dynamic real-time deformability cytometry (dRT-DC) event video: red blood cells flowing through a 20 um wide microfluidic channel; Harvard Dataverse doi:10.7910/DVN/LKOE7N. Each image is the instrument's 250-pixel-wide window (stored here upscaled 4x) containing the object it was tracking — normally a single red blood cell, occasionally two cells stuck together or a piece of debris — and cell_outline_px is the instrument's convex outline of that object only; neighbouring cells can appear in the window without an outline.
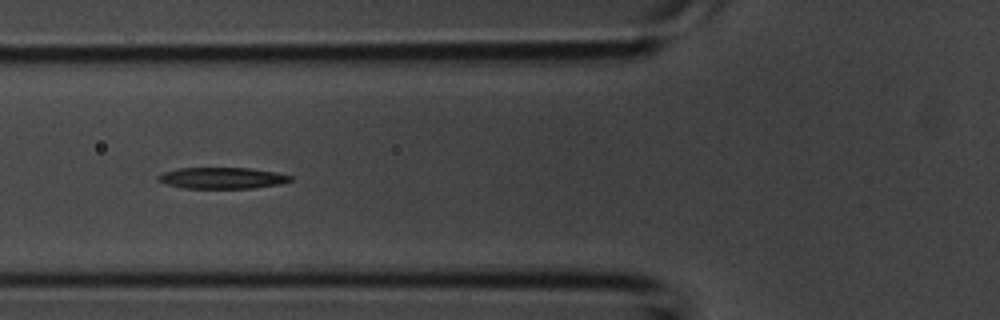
{"species": "common noctule bat (a hibernating species)", "species_latin": "Nyctalus noctula", "temperature_condition": "room temperature", "stored_images_in_passage": 31, "camera_frame_rate_fps": 3000, "um_per_image_px": 0.085, "animal": {"sex": "male", "body_mass_g": 20.1, "forearm_length_mm": 53.5}, "frame": {"image": 1, "passage_image": 9, "time_ms": 2.667, "image_size_px": [1000, 320], "cell_outline_px": [[292, 180], [280, 184], [252, 188], [184, 188], [168, 184], [156, 180], [156, 176], [164, 172], [176, 168], [252, 168], [276, 172], [292, 176]], "centroid_in_image_um": [18.87, 15.12], "position_along_channel_um": 106.9, "area_um2": 16.42}}
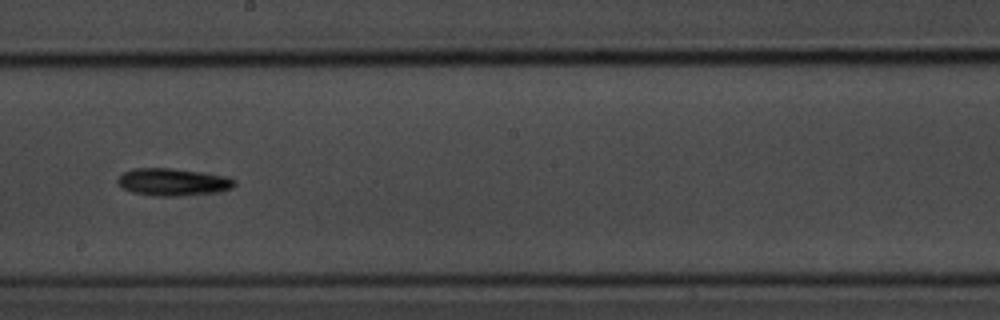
{"frame": {"image": 2, "passage_image": 17, "time_ms": 5.333, "image_size_px": [1000, 320], "cell_outline_px": [[236, 184], [232, 188], [216, 192], [180, 196], [156, 196], [132, 192], [124, 188], [116, 180], [124, 172], [136, 168], [172, 168], [224, 176], [236, 180]], "centroid_in_image_um": [14.7, 15.48], "position_along_channel_um": 233.5, "area_um2": 18.38}}
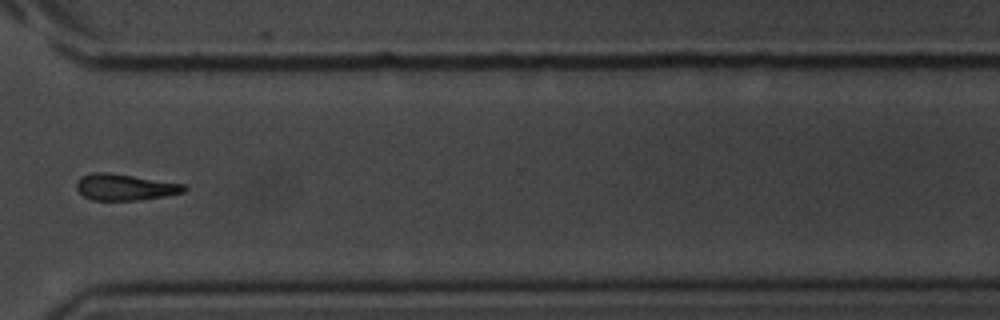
{"frame": {"image": 3, "passage_image": 25, "time_ms": 8.0, "image_size_px": [1000, 320], "cell_outline_px": [[188, 188], [184, 192], [164, 196], [140, 200], [92, 200], [84, 196], [76, 188], [76, 184], [80, 176], [92, 172], [108, 172], [184, 184]], "centroid_in_image_um": [10.6, 15.9], "position_along_channel_um": 360.0, "area_um2": 16.47}}